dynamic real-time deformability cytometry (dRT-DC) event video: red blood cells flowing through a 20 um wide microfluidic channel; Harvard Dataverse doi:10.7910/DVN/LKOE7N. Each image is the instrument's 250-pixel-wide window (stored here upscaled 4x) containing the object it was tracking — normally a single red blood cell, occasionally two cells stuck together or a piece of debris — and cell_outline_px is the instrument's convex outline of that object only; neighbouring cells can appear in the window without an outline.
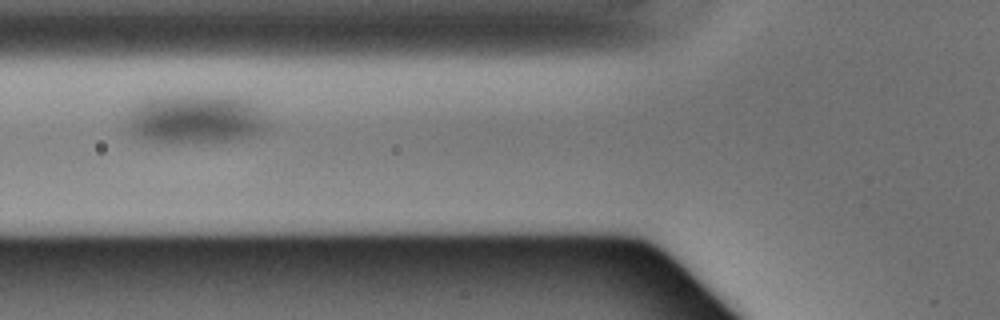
{"species": "Egyptian fruit bat (a non-hibernating species)", "species_latin": "Rousettus aegyptiacus", "temperature_condition": "warm", "stored_images_in_passage": 35, "camera_frame_rate_fps": 3000, "um_per_image_px": 0.085, "animal": {"sex": "male"}, "frame": {"image": 1, "passage_image": 6, "time_ms": 1.667, "image_size_px": [1000, 320], "cell_outline_px": [[264, 132], [240, 140], [176, 144], [144, 140], [132, 136], [128, 132], [128, 116], [132, 108], [140, 100], [148, 96], [232, 96], [248, 100], [256, 112], [264, 128]], "centroid_in_image_um": [16.45, 10.15], "position_along_channel_um": 109.4, "area_um2": 40.34}}
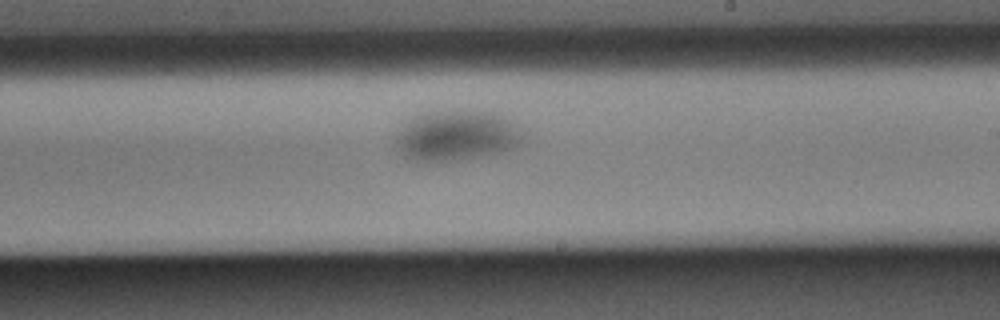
{"frame": {"image": 2, "passage_image": 16, "time_ms": 5.0, "image_size_px": [1000, 320], "cell_outline_px": [[520, 144], [512, 148], [500, 152], [444, 164], [408, 160], [404, 156], [396, 140], [396, 136], [404, 124], [412, 116], [428, 112], [492, 112], [516, 124], [520, 136]], "centroid_in_image_um": [38.74, 11.59], "position_along_channel_um": 250.3, "area_um2": 36.99}}
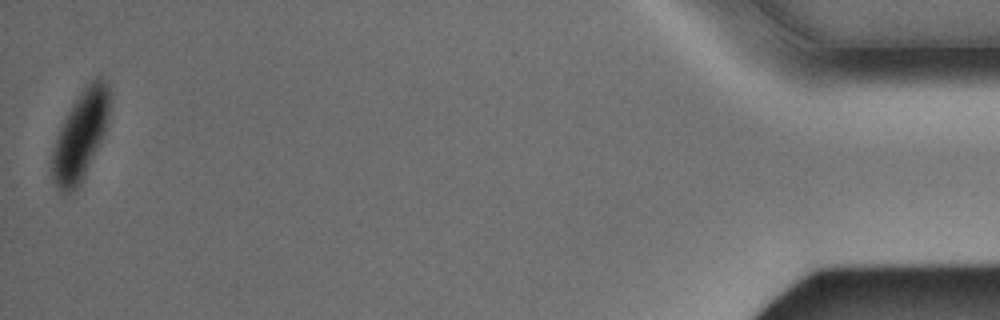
{"frame": {"image": 3, "passage_image": 35, "time_ms": 11.333, "image_size_px": [1000, 320], "cell_outline_px": [[112, 92], [108, 120], [104, 136], [76, 192], [60, 192], [52, 180], [52, 152], [56, 136], [72, 104], [80, 92], [96, 76], [104, 76]], "centroid_in_image_um": [6.88, 11.48], "position_along_channel_um": 428.3, "area_um2": 30.23}}